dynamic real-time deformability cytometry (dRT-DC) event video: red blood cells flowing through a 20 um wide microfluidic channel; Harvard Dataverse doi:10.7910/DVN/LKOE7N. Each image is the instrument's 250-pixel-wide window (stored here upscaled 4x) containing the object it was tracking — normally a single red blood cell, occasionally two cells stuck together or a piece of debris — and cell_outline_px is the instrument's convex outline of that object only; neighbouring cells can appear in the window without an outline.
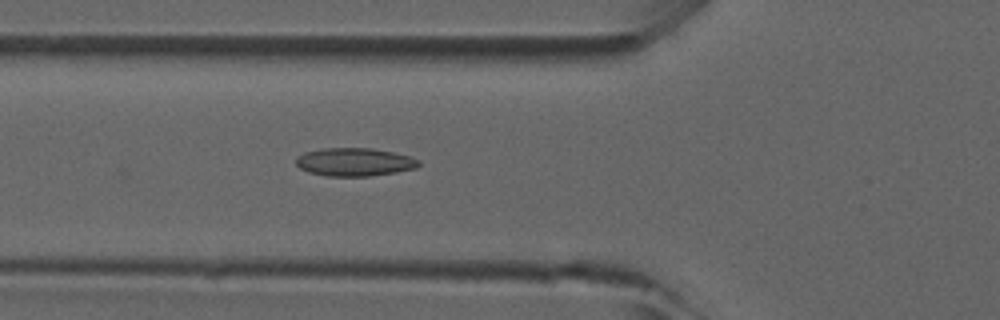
{"species": "common noctule bat (a hibernating species)", "species_latin": "Nyctalus noctula", "temperature_condition": "room temperature", "stored_images_in_passage": 45, "camera_frame_rate_fps": 3000, "um_per_image_px": 0.085, "animal": {"sex": "male", "forearm_length_mm": 52.5}, "frame": {"image": 1, "passage_image": 14, "time_ms": 4.333, "image_size_px": [1000, 320], "cell_outline_px": [[420, 164], [416, 168], [396, 172], [368, 176], [328, 176], [308, 172], [300, 168], [296, 164], [296, 156], [304, 152], [324, 148], [372, 148], [412, 156], [420, 160]], "centroid_in_image_um": [30.14, 13.76], "position_along_channel_um": 95.7, "area_um2": 20.23}}